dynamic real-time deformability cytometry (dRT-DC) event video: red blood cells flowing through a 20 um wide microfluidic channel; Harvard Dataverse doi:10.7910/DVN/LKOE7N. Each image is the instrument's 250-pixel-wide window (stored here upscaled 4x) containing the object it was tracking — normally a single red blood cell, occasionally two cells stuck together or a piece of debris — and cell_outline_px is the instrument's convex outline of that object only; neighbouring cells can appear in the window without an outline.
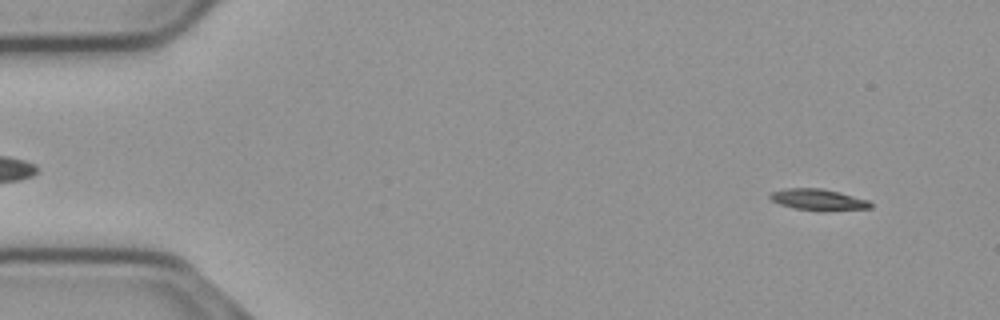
{"species": "common noctule bat (a hibernating species)", "species_latin": "Nyctalus noctula", "temperature_condition": "cold", "stored_images_in_passage": 36, "camera_frame_rate_fps": 3000, "um_per_image_px": 0.085, "animal": {"sex": "male", "body_mass_g": 23.1, "forearm_length_mm": 52.7}, "frame": {"image": 1, "passage_image": 4, "time_ms": 1.0, "image_size_px": [1000, 320], "cell_outline_px": [[872, 208], [792, 208], [780, 204], [772, 200], [768, 196], [772, 192], [784, 188], [820, 188], [868, 200], [872, 204]], "centroid_in_image_um": [69.44, 16.91], "position_along_channel_um": 15.6, "area_um2": 11.39}}
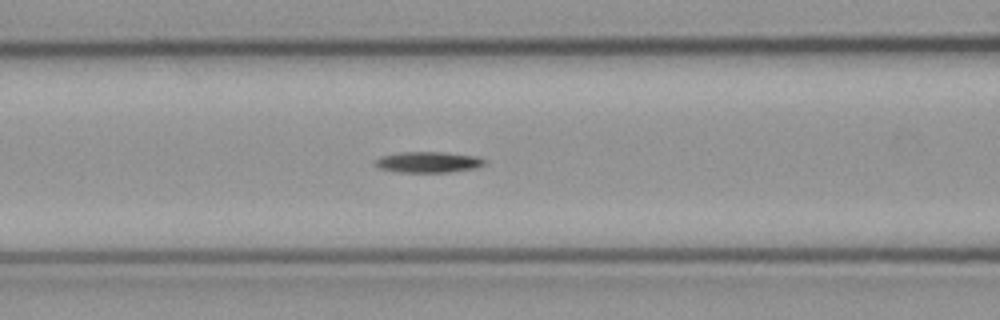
{"frame": {"image": 2, "passage_image": 22, "time_ms": 7.0, "image_size_px": [1000, 320], "cell_outline_px": [[488, 160], [484, 164], [476, 168], [448, 172], [400, 172], [376, 168], [372, 164], [380, 156], [400, 152], [440, 152], [476, 156]], "centroid_in_image_um": [36.36, 13.78], "position_along_channel_um": 130.2, "area_um2": 13.41}}
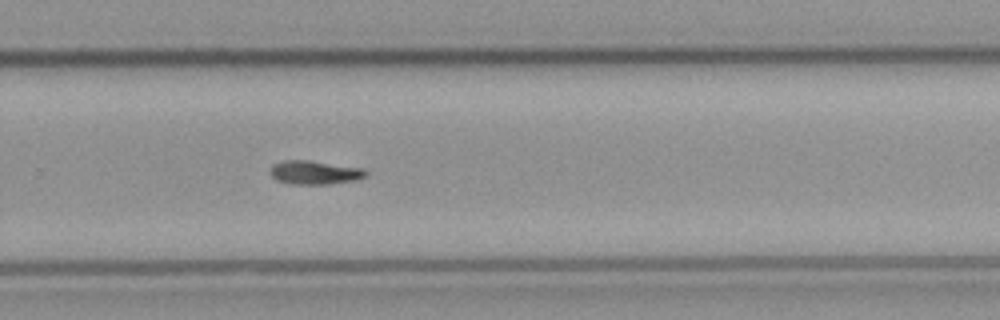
{"frame": {"image": 3, "passage_image": 36, "time_ms": 11.667, "image_size_px": [1000, 320], "cell_outline_px": [[368, 176], [356, 180], [332, 184], [288, 184], [276, 180], [268, 172], [272, 164], [284, 160], [308, 160], [364, 168], [368, 172]], "centroid_in_image_um": [26.75, 14.66], "position_along_channel_um": 303.1, "area_um2": 13.53}}